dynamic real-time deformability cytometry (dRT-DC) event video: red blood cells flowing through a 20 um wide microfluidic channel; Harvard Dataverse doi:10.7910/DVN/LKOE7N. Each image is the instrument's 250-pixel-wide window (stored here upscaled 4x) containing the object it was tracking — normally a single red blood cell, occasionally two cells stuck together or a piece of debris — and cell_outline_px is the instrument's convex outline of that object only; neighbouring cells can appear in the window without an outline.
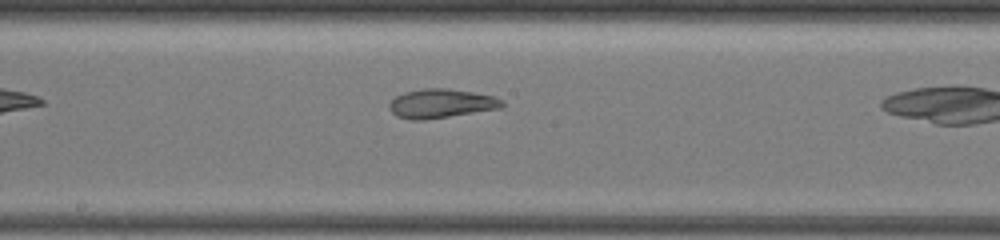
{"species": "common noctule bat (a hibernating species)", "species_latin": "Nyctalus noctula", "temperature_condition": "warm", "stored_images_in_passage": 19, "camera_frame_rate_fps": 3000, "um_per_image_px": 0.085, "animal": {"sex": "female", "body_mass_g": 19.5, "forearm_length_mm": 54.1}, "frame": {"image": 1, "passage_image": 9, "time_ms": 2.667, "image_size_px": [1000, 240], "cell_outline_px": [[504, 104], [500, 108], [424, 120], [412, 120], [396, 116], [392, 112], [388, 104], [396, 96], [404, 92], [424, 88], [448, 88], [472, 92], [492, 96], [504, 100]], "centroid_in_image_um": [37.47, 8.79], "position_along_channel_um": 210.7, "area_um2": 18.96}}
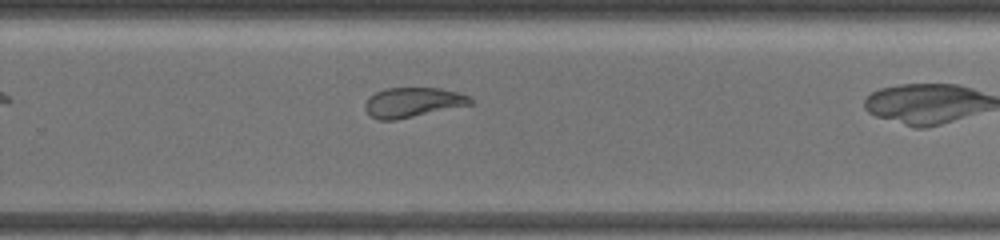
{"frame": {"image": 2, "passage_image": 16, "time_ms": 5.0, "image_size_px": [1000, 240], "cell_outline_px": [[472, 104], [396, 120], [380, 120], [372, 116], [364, 108], [364, 104], [368, 96], [376, 92], [388, 88], [440, 88], [456, 92], [468, 96], [472, 100]], "centroid_in_image_um": [35.05, 8.7], "position_along_channel_um": 294.8, "area_um2": 18.09}}